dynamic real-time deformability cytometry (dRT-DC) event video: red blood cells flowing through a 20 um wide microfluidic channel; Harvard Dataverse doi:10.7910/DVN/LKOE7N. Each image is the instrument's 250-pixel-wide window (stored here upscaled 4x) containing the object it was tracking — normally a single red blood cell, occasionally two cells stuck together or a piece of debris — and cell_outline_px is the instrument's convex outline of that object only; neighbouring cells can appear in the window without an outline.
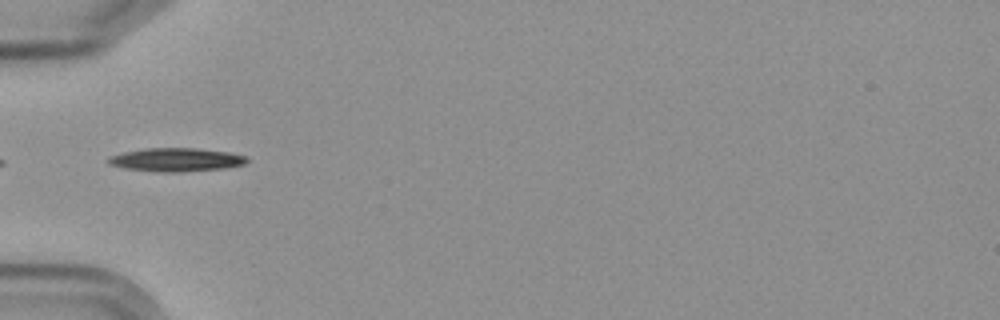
{"species": "Egyptian fruit bat (a non-hibernating species)", "species_latin": "Rousettus aegyptiacus", "temperature_condition": "cold", "stored_images_in_passage": 14, "segment_of_instrument_passage": [2, 2], "camera_frame_rate_fps": 3000, "um_per_image_px": 0.085, "frame": {"image": 1, "passage_image": 4, "time_ms": 4.333, "image_size_px": [1000, 320], "cell_outline_px": [[248, 160], [244, 164], [224, 168], [172, 172], [164, 172], [124, 168], [112, 164], [108, 160], [108, 156], [124, 152], [144, 148], [196, 148], [228, 152], [248, 156]], "centroid_in_image_um": [14.99, 13.56], "position_along_channel_um": 70.0, "area_um2": 18.67}}
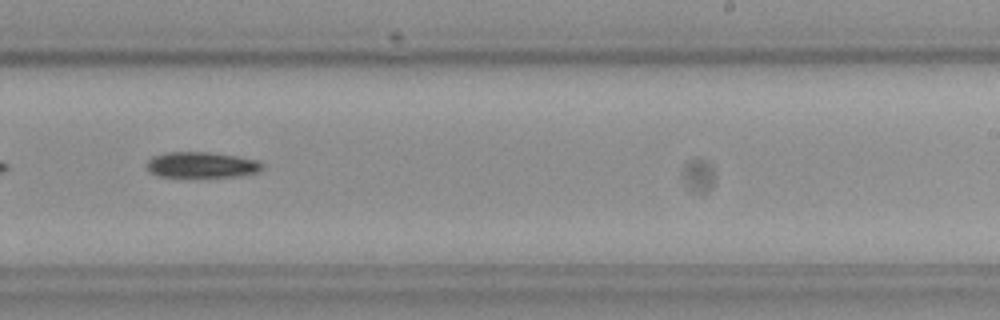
{"frame": {"image": 2, "passage_image": 9, "time_ms": 10.0, "image_size_px": [1000, 320], "cell_outline_px": [[260, 168], [256, 172], [236, 176], [160, 176], [148, 172], [148, 160], [152, 156], [168, 152], [208, 152], [236, 156], [256, 160], [260, 164]], "centroid_in_image_um": [17.06, 14.0], "position_along_channel_um": 271.9, "area_um2": 16.82}}
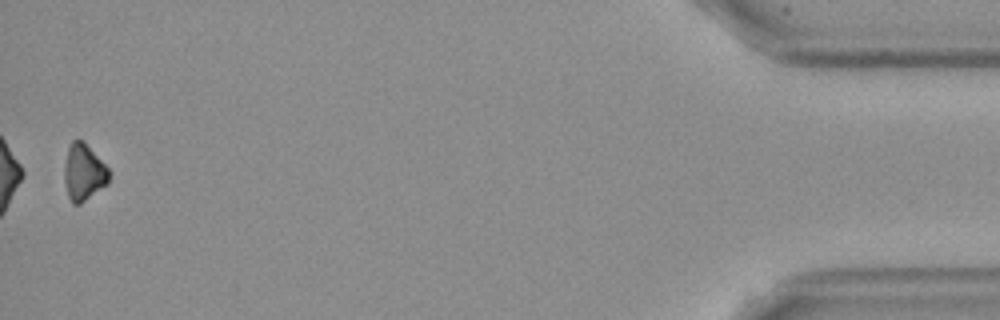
{"frame": {"image": 3, "passage_image": 14, "time_ms": 16.667, "image_size_px": [1000, 320], "cell_outline_px": [[112, 172], [108, 184], [80, 204], [72, 204], [68, 196], [64, 180], [64, 164], [68, 148], [72, 140], [80, 140]], "centroid_in_image_um": [7.11, 14.7], "position_along_channel_um": 428.1, "area_um2": 14.57}}